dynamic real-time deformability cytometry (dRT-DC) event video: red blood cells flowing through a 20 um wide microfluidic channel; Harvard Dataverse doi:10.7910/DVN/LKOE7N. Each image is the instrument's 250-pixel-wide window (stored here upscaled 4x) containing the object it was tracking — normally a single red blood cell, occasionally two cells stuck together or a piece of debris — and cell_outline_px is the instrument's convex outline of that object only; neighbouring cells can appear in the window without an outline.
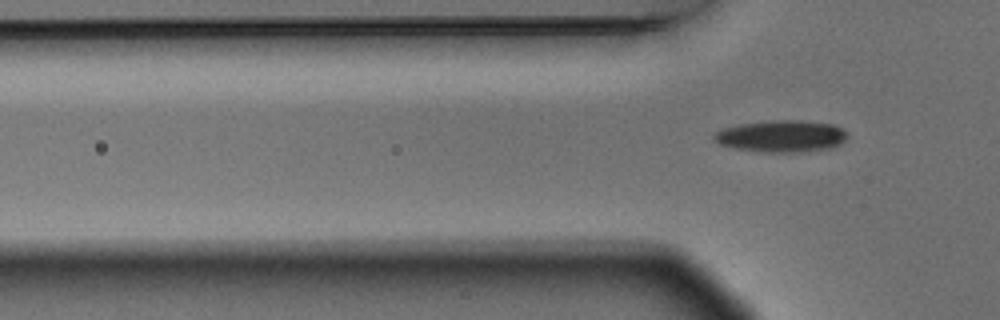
{"species": "Egyptian fruit bat (a non-hibernating species)", "species_latin": "Rousettus aegyptiacus", "temperature_condition": "warm", "stored_images_in_passage": 5, "camera_frame_rate_fps": 3000, "um_per_image_px": 0.085, "animal": {"sex": "male"}, "frame": {"image": 1, "passage_image": 5, "time_ms": 1.333, "image_size_px": [1000, 320], "cell_outline_px": [[848, 136], [844, 144], [832, 148], [804, 152], [768, 152], [736, 148], [720, 144], [712, 140], [712, 136], [716, 132], [724, 128], [740, 124], [772, 120], [800, 120], [836, 124], [844, 128], [848, 132]], "centroid_in_image_um": [66.52, 11.57], "position_along_channel_um": 59.3, "area_um2": 25.14}}